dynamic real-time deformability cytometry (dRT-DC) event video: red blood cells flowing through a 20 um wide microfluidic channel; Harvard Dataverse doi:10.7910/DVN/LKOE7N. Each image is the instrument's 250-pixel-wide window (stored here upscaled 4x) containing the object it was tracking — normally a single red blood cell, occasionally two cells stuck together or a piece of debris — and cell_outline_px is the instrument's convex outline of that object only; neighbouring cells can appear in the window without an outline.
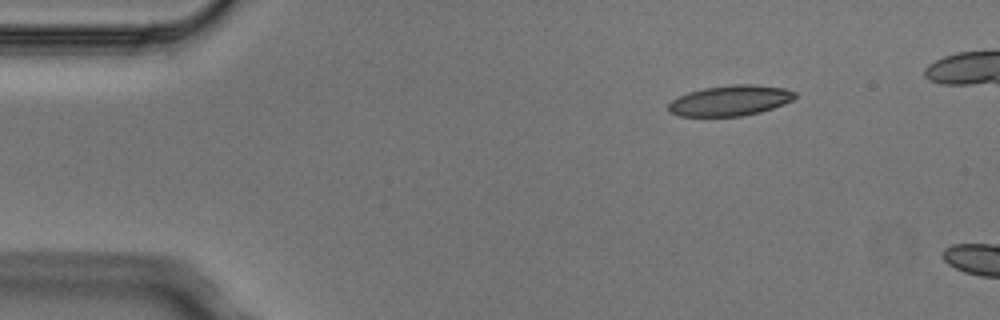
{"species": "Egyptian fruit bat (a non-hibernating species)", "species_latin": "Rousettus aegyptiacus", "temperature_condition": "cold", "stored_images_in_passage": 2, "camera_frame_rate_fps": 3000, "um_per_image_px": 0.085, "animal": {"sex": "male"}, "frame": {"image": 1, "passage_image": 1, "time_ms": 0.0, "image_size_px": [1000, 320], "cell_outline_px": [[796, 96], [792, 100], [784, 104], [760, 112], [744, 116], [680, 116], [668, 112], [668, 104], [672, 100], [688, 92], [704, 88], [732, 84], [752, 84], [784, 88], [796, 92]], "centroid_in_image_um": [62.06, 8.55], "position_along_channel_um": 22.9, "area_um2": 22.48}}